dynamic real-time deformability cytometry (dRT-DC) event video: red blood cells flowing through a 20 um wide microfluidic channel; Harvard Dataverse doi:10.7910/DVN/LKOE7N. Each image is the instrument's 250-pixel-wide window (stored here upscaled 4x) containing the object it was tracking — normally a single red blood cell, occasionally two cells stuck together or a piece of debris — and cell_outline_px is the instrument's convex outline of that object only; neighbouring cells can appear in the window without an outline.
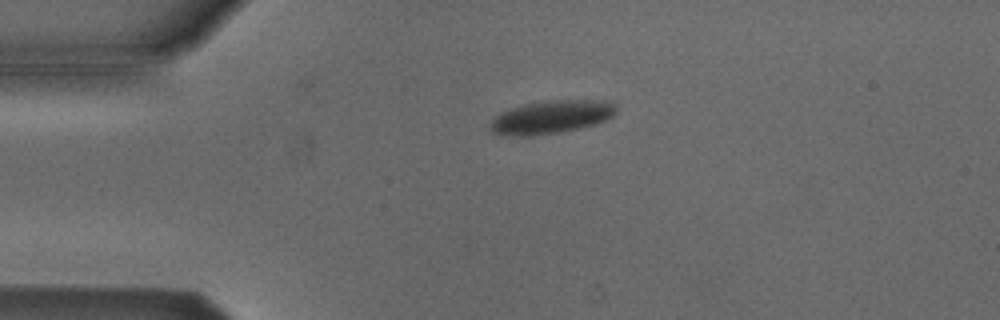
{"species": "Egyptian fruit bat (a non-hibernating species)", "species_latin": "Rousettus aegyptiacus", "temperature_condition": "cold", "stored_images_in_passage": 42, "camera_frame_rate_fps": 3000, "um_per_image_px": 0.085, "animal": {"sex": "male"}, "frame": {"image": 1, "passage_image": 1, "time_ms": 0.0, "image_size_px": [1000, 320], "cell_outline_px": [[616, 112], [612, 116], [596, 124], [580, 128], [560, 132], [532, 136], [512, 136], [492, 132], [488, 124], [500, 112], [524, 104], [544, 100], [612, 100], [616, 104]], "centroid_in_image_um": [46.88, 9.94], "position_along_channel_um": 38.1, "area_um2": 24.57}}
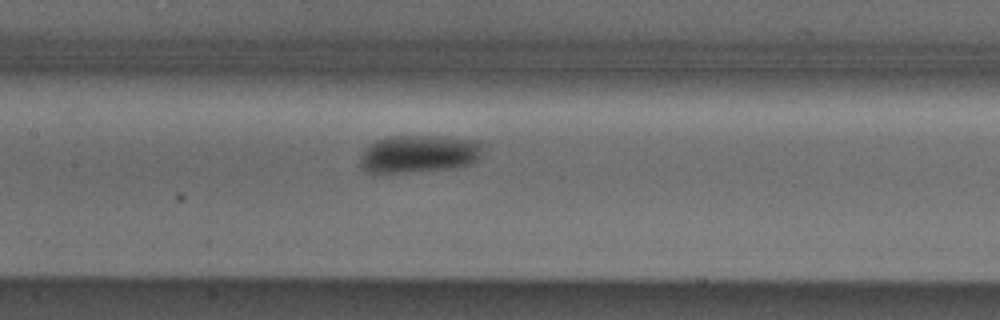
{"frame": {"image": 2, "passage_image": 14, "time_ms": 4.333, "image_size_px": [1000, 320], "cell_outline_px": [[480, 156], [472, 164], [448, 168], [408, 172], [368, 172], [360, 168], [360, 156], [376, 140], [388, 136], [444, 136], [480, 140]], "centroid_in_image_um": [35.61, 13.06], "position_along_channel_um": 171.8, "area_um2": 26.7}}
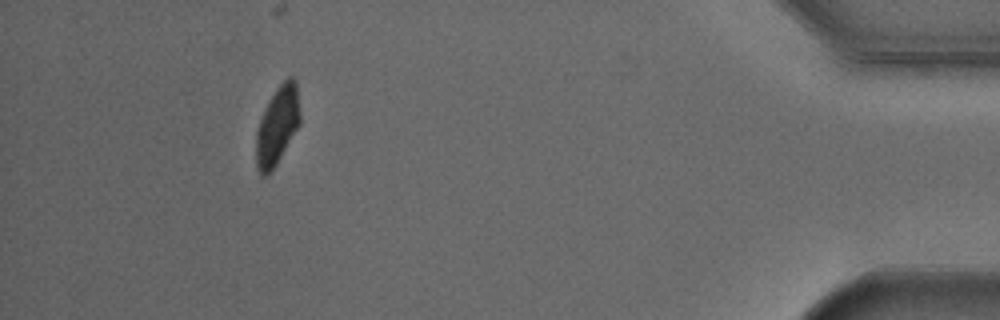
{"frame": {"image": 3, "passage_image": 38, "time_ms": 12.333, "image_size_px": [1000, 320], "cell_outline_px": [[300, 124], [272, 172], [264, 176], [260, 176], [256, 164], [256, 132], [264, 108], [268, 100], [276, 88], [288, 76], [292, 76], [296, 80], [300, 112]], "centroid_in_image_um": [23.57, 10.68], "position_along_channel_um": 411.6, "area_um2": 20.29}, "authors_computed_cell_mechanics": {"area_um2": 24.6517, "velocity_mm_per_s": 3.8017, "shape_relaxation_time_tau1_ms": 3.4324, "shape_relaxation_time_tau2_ms": null, "deformation_change_tau1": 0.0871, "deformation_change_tau2": null}}